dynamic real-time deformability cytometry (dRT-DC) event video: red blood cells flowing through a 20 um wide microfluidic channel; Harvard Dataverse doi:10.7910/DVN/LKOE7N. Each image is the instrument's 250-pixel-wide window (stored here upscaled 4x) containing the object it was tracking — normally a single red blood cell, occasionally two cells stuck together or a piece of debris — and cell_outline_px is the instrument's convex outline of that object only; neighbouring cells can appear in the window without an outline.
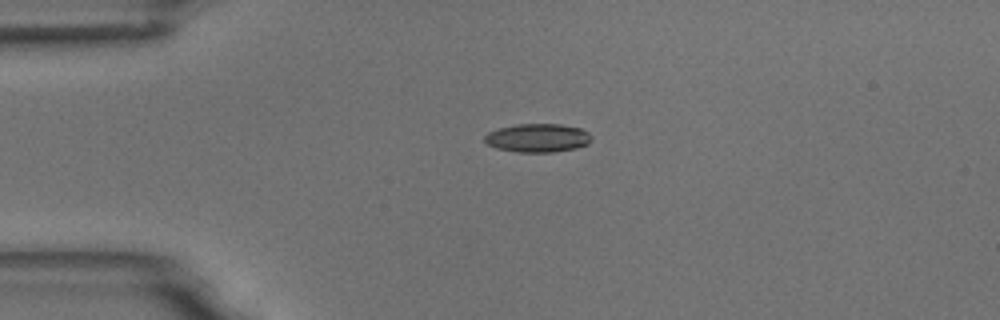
{"species": "common noctule bat (a hibernating species)", "species_latin": "Nyctalus noctula", "temperature_condition": "room temperature", "stored_images_in_passage": 2, "camera_frame_rate_fps": 3000, "um_per_image_px": 0.085, "animal": {"sex": "male", "body_mass_g": 18.8}, "frame": {"image": 1, "passage_image": 2, "time_ms": 2.0, "image_size_px": [1000, 320], "cell_outline_px": [[592, 140], [588, 144], [576, 148], [552, 152], [516, 152], [496, 148], [488, 144], [484, 140], [484, 136], [488, 132], [500, 128], [516, 124], [560, 124], [580, 128], [588, 132], [592, 136]], "centroid_in_image_um": [45.72, 11.72], "position_along_channel_um": 39.3, "area_um2": 17.8}}